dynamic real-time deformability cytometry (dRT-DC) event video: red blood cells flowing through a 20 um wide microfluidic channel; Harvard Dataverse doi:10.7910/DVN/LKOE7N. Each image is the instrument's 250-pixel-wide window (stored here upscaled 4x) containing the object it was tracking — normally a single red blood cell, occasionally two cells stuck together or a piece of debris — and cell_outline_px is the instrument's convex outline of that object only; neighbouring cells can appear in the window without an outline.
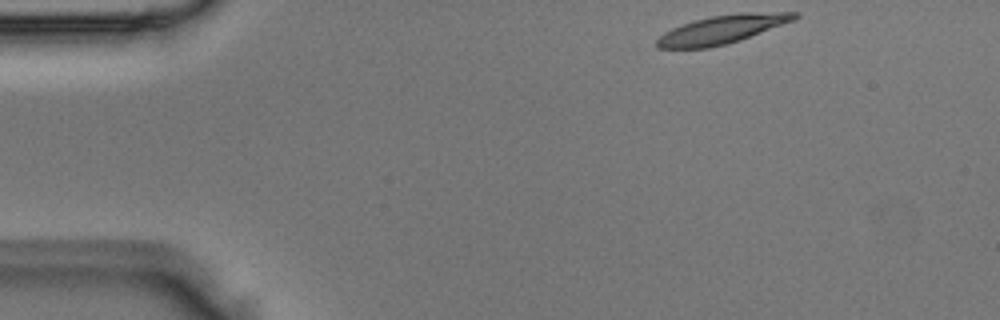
{"species": "Egyptian fruit bat (a non-hibernating species)", "species_latin": "Rousettus aegyptiacus", "temperature_condition": "room temperature", "stored_images_in_passage": 44, "camera_frame_rate_fps": 3000, "um_per_image_px": 0.085, "animal": {"sex": "male"}, "frame": {"image": 1, "passage_image": 1, "time_ms": 0.0, "image_size_px": [1000, 320], "cell_outline_px": [[800, 16], [796, 20], [740, 40], [708, 48], [656, 48], [656, 40], [664, 32], [672, 28], [696, 20], [712, 16], [740, 12], [800, 12]], "centroid_in_image_um": [61.43, 2.49], "position_along_channel_um": 23.6, "area_um2": 22.77}}
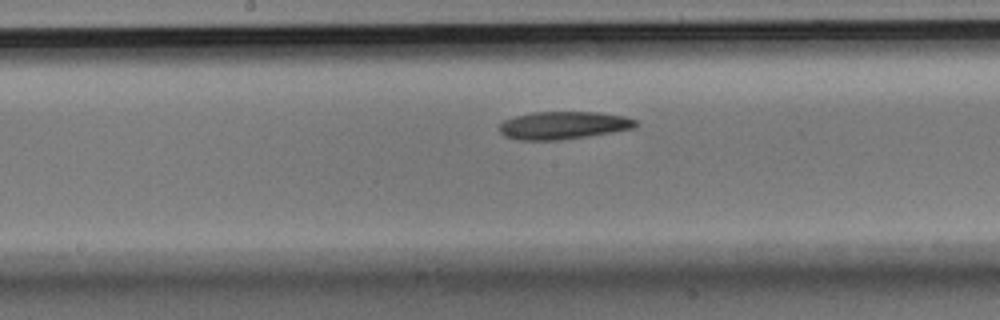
{"frame": {"image": 2, "passage_image": 20, "time_ms": 6.333, "image_size_px": [1000, 320], "cell_outline_px": [[640, 124], [636, 128], [588, 136], [560, 140], [516, 140], [504, 136], [500, 132], [500, 124], [504, 120], [516, 116], [532, 112], [596, 112], [624, 116], [636, 120]], "centroid_in_image_um": [47.9, 10.66], "position_along_channel_um": 200.3, "area_um2": 22.14}}
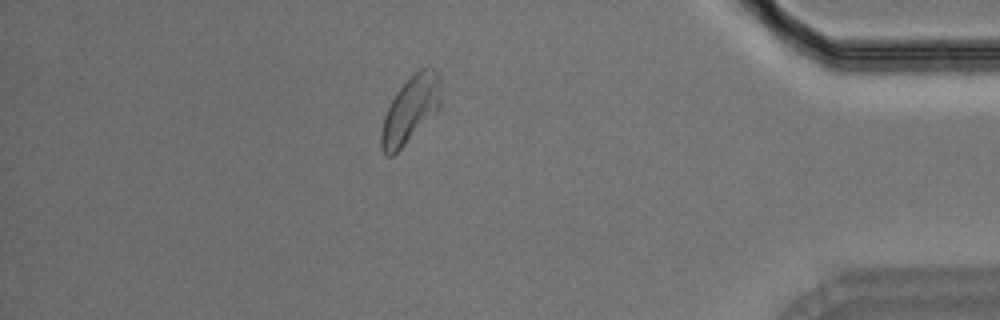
{"frame": {"image": 3, "passage_image": 38, "time_ms": 12.333, "image_size_px": [1000, 320], "cell_outline_px": [[440, 108], [392, 156], [384, 156], [380, 148], [380, 132], [384, 116], [396, 92], [420, 68], [432, 68], [440, 72]], "centroid_in_image_um": [34.87, 9.32], "position_along_channel_um": 400.3, "area_um2": 22.77}}